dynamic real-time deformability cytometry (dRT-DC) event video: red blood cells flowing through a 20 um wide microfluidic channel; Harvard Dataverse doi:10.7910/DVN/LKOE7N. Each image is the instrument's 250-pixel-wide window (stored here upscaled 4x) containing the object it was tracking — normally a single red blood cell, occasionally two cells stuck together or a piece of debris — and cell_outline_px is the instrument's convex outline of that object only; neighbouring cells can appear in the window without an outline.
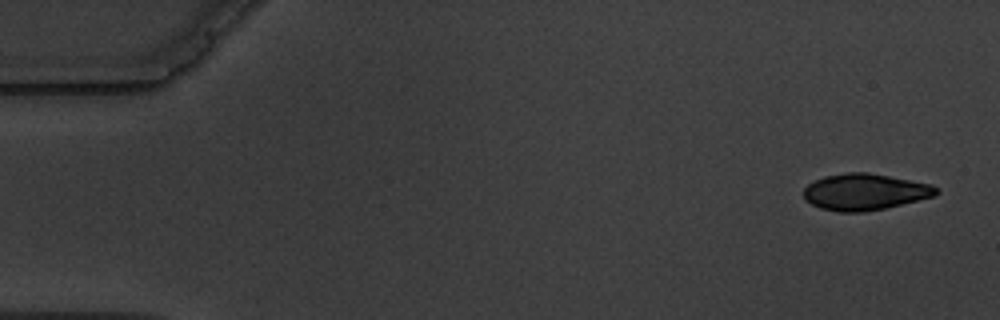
{"species": "common noctule bat (a hibernating species)", "species_latin": "Nyctalus noctula", "temperature_condition": "warm", "stored_images_in_passage": 4, "camera_frame_rate_fps": 3000, "um_per_image_px": 0.085, "animal": {"sex": "male", "body_mass_g": 19.5, "forearm_length_mm": 54.6}, "frame": {"image": 1, "passage_image": 1, "time_ms": 0.0, "image_size_px": [1000, 320], "cell_outline_px": [[940, 192], [936, 196], [884, 208], [864, 212], [840, 212], [820, 208], [804, 200], [804, 188], [808, 184], [824, 176], [848, 172], [868, 172], [932, 184]], "centroid_in_image_um": [73.51, 16.31], "position_along_channel_um": 11.5, "area_um2": 28.15}}